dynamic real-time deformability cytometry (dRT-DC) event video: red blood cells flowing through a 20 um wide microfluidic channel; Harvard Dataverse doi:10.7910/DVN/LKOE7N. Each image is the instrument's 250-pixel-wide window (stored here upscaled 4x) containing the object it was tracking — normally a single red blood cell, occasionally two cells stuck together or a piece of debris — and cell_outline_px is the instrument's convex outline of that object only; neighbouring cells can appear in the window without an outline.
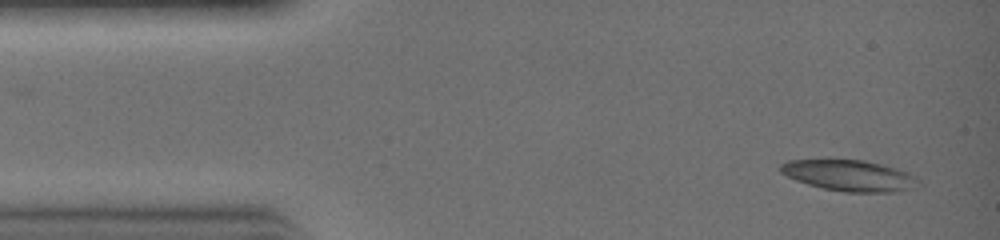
{"species": "common noctule bat (a hibernating species)", "species_latin": "Nyctalus noctula", "temperature_condition": "warm", "stored_images_in_passage": 4, "camera_frame_rate_fps": 3000, "um_per_image_px": 0.085, "animal": {"sex": "female", "body_mass_g": 19.0, "forearm_length_mm": 51.5}, "frame": {"image": 1, "passage_image": 1, "time_ms": 0.0, "image_size_px": [1000, 240], "cell_outline_px": [[924, 184], [916, 188], [896, 192], [844, 192], [824, 188], [808, 184], [796, 180], [780, 172], [780, 164], [788, 160], [864, 160], [896, 168], [908, 172], [916, 176]], "centroid_in_image_um": [72.29, 14.93], "position_along_channel_um": 12.7, "area_um2": 25.09}}